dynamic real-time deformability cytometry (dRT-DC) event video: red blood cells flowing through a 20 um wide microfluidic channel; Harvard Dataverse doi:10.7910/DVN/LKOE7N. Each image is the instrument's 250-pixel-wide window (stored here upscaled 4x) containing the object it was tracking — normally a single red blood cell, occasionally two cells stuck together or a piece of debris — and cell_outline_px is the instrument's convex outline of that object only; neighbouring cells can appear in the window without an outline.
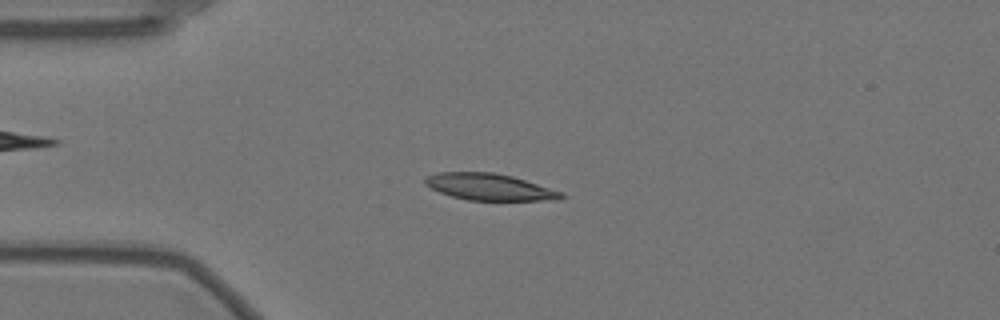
{"species": "Egyptian fruit bat (a non-hibernating species)", "species_latin": "Rousettus aegyptiacus", "temperature_condition": "warm", "stored_images_in_passage": 56, "camera_frame_rate_fps": 3000, "um_per_image_px": 0.085, "animal": {"sex": "female"}, "frame": {"image": 1, "passage_image": 13, "time_ms": 4.0, "image_size_px": [1000, 320], "cell_outline_px": [[568, 196], [560, 200], [468, 200], [452, 196], [440, 192], [424, 184], [424, 180], [428, 176], [440, 172], [492, 172], [512, 176], [564, 192]], "centroid_in_image_um": [41.67, 15.89], "position_along_channel_um": 43.3, "area_um2": 21.1}}
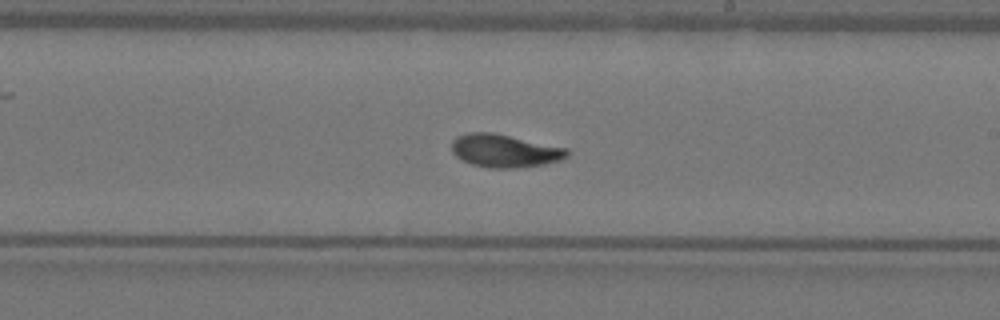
{"frame": {"image": 2, "passage_image": 32, "time_ms": 10.333, "image_size_px": [1000, 320], "cell_outline_px": [[568, 156], [560, 160], [544, 164], [516, 168], [488, 168], [472, 164], [456, 156], [452, 152], [452, 140], [456, 136], [468, 132], [492, 132], [568, 148]], "centroid_in_image_um": [42.88, 12.81], "position_along_channel_um": 246.1, "area_um2": 22.2}}
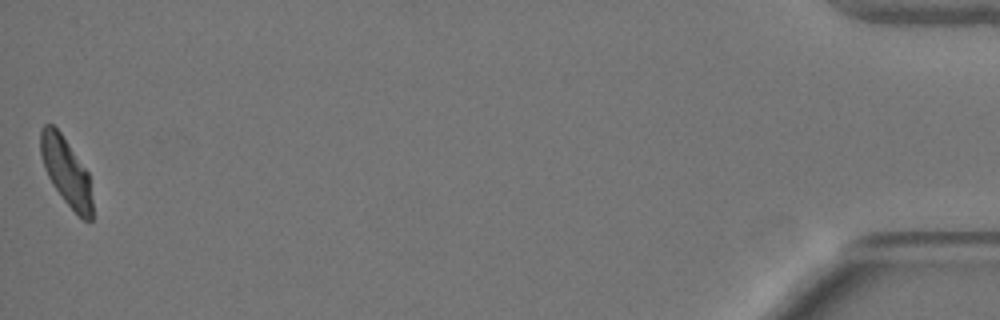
{"frame": {"image": 3, "passage_image": 56, "time_ms": 18.333, "image_size_px": [1000, 320], "cell_outline_px": [[92, 220], [84, 220], [64, 200], [52, 184], [44, 168], [40, 156], [40, 128], [44, 124], [52, 124], [60, 132], [88, 172], [92, 200]], "centroid_in_image_um": [5.6, 14.55], "position_along_channel_um": 429.6, "area_um2": 20.23}, "authors_computed_cell_mechanics": {"area_um2": 21.2704, "velocity_mm_per_s": 3.5023, "shape_relaxation_time_tau1_ms": 3.9709, "shape_relaxation_time_tau2_ms": 1.6407, "deformation_change_tau1": 0.1779, "deformation_change_tau2": 0.0663}}